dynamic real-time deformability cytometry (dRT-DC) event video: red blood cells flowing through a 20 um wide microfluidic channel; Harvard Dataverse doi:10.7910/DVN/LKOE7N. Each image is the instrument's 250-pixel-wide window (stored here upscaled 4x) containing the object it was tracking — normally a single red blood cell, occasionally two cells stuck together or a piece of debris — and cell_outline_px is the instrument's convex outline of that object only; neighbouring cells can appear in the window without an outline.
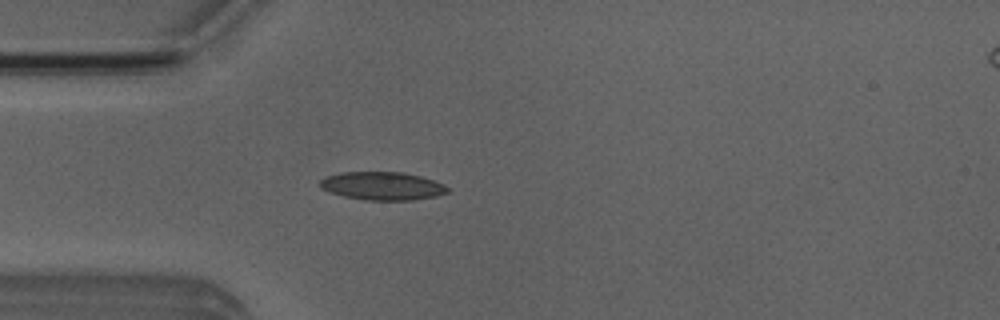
{"species": "Egyptian fruit bat (a non-hibernating species)", "species_latin": "Rousettus aegyptiacus", "temperature_condition": "room temperature", "stored_images_in_passage": 52, "camera_frame_rate_fps": 3000, "um_per_image_px": 0.085, "animal": {"sex": "male"}, "frame": {"image": 1, "passage_image": 14, "time_ms": 4.333, "image_size_px": [1000, 320], "cell_outline_px": [[448, 192], [436, 196], [412, 200], [368, 200], [344, 196], [328, 192], [320, 188], [320, 180], [328, 176], [340, 172], [400, 172], [420, 176], [444, 184], [448, 188]], "centroid_in_image_um": [32.48, 15.8], "position_along_channel_um": 52.5, "area_um2": 20.81}}
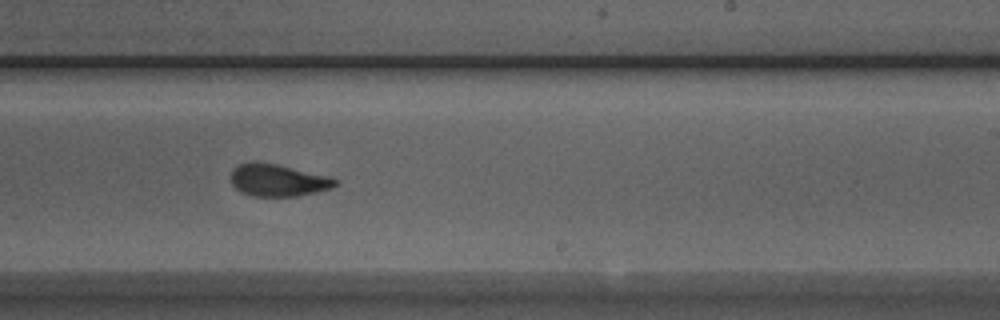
{"frame": {"image": 2, "passage_image": 31, "time_ms": 10.0, "image_size_px": [1000, 320], "cell_outline_px": [[340, 184], [332, 188], [316, 192], [296, 196], [252, 196], [240, 192], [232, 184], [232, 168], [236, 164], [252, 160], [276, 164], [332, 176], [340, 180]], "centroid_in_image_um": [23.66, 15.3], "position_along_channel_um": 265.3, "area_um2": 20.06}}
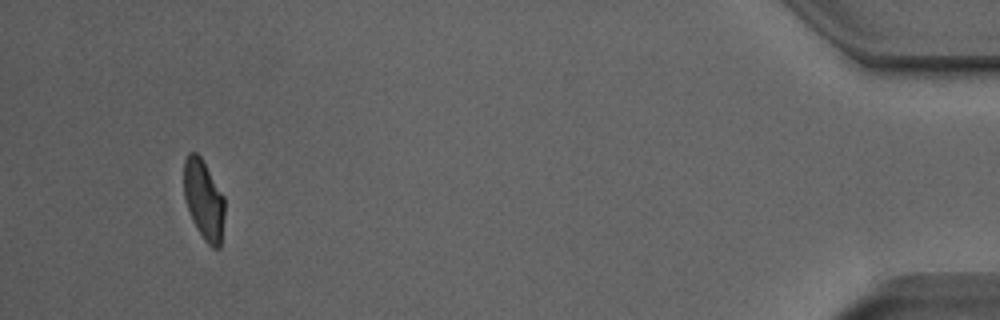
{"frame": {"image": 3, "passage_image": 49, "time_ms": 16.0, "image_size_px": [1000, 320], "cell_outline_px": [[224, 216], [220, 248], [212, 248], [204, 240], [196, 228], [192, 220], [184, 200], [184, 160], [188, 152], [196, 152], [200, 156], [224, 196]], "centroid_in_image_um": [17.31, 16.99], "position_along_channel_um": 417.9, "area_um2": 19.02}, "authors_computed_cell_mechanics": {"area_um2": 19.9121, "velocity_mm_per_s": 3.8655, "shape_relaxation_time_tau1_ms": 6.5996, "shape_relaxation_time_tau2_ms": 1.0951, "deformation_change_tau1": 0.1911, "deformation_change_tau2": 0.075}}